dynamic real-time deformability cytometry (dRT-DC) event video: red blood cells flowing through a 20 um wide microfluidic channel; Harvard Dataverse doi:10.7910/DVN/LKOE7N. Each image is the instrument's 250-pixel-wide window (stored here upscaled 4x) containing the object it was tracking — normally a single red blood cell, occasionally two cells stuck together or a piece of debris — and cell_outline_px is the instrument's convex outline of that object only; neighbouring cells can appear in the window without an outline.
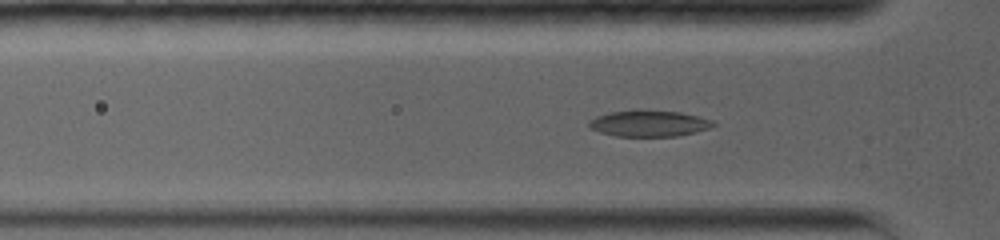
{"species": "common noctule bat (a hibernating species)", "species_latin": "Nyctalus noctula", "temperature_condition": "warm", "stored_images_in_passage": 54, "camera_frame_rate_fps": 5000, "um_per_image_px": 0.085, "animal": {"sex": "female", "body_mass_g": 19.0, "forearm_length_mm": 56.7}, "frame": {"image": 1, "passage_image": 10, "time_ms": 3.6, "image_size_px": [1000, 240], "cell_outline_px": [[716, 124], [708, 128], [696, 132], [676, 136], [616, 136], [600, 132], [588, 128], [588, 120], [596, 116], [608, 112], [636, 108], [640, 108], [680, 112], [700, 116], [712, 120]], "centroid_in_image_um": [55.11, 10.46], "position_along_channel_um": 70.7, "area_um2": 19.54}}
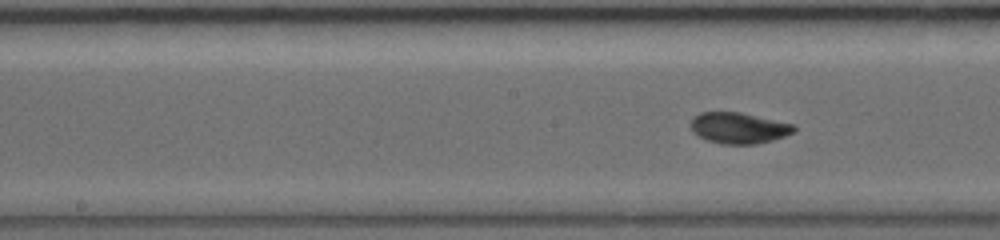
{"frame": {"image": 2, "passage_image": 22, "time_ms": 6.6, "image_size_px": [1000, 240], "cell_outline_px": [[796, 132], [772, 140], [756, 144], [724, 144], [708, 140], [692, 132], [688, 124], [692, 116], [700, 112], [740, 112], [796, 124]], "centroid_in_image_um": [62.78, 10.86], "position_along_channel_um": 185.4, "area_um2": 18.96}}
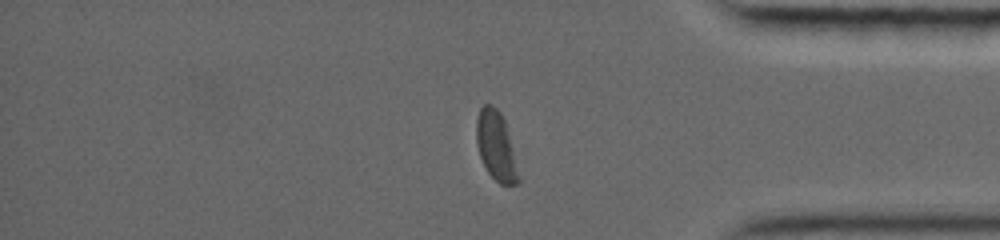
{"frame": {"image": 3, "passage_image": 42, "time_ms": 12.4, "image_size_px": [1000, 240], "cell_outline_px": [[520, 184], [500, 184], [488, 172], [480, 156], [476, 140], [476, 120], [480, 108], [484, 104], [492, 104], [500, 112], [504, 120], [512, 148], [520, 180]], "centroid_in_image_um": [42.15, 12.4], "position_along_channel_um": 393.1, "area_um2": 16.59}, "authors_computed_cell_mechanics": {"area_um2": 18.8717, "velocity_mm_per_s": 3.8168, "shape_relaxation_time_tau1_ms": 6.6719, "shape_relaxation_time_tau2_ms": 1.0826, "deformation_change_tau1": 0.2052, "deformation_change_tau2": 0.0471}}